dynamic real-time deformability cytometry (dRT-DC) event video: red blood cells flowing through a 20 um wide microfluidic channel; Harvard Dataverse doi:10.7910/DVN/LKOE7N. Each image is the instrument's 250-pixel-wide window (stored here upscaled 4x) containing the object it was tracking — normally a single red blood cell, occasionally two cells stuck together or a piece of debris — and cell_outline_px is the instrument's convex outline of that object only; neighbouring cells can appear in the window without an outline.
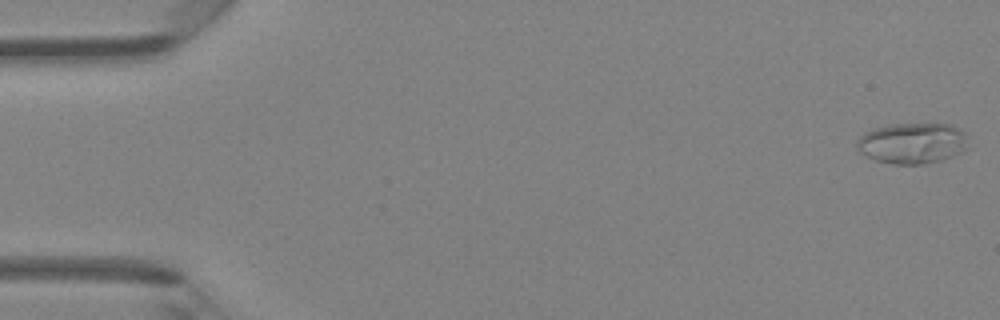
{"species": "Egyptian fruit bat (a non-hibernating species)", "species_latin": "Rousettus aegyptiacus", "temperature_condition": "room temperature", "stored_images_in_passage": 42, "camera_frame_rate_fps": 3000, "um_per_image_px": 0.085, "animal": {"sex": "female"}, "frame": {"image": 1, "passage_image": 1, "time_ms": 0.0, "image_size_px": [1000, 320], "cell_outline_px": [[968, 148], [964, 152], [940, 160], [920, 164], [892, 164], [876, 160], [860, 152], [856, 148], [856, 140], [864, 132], [872, 128], [888, 124], [952, 124], [964, 132], [968, 136]], "centroid_in_image_um": [77.56, 12.16], "position_along_channel_um": 7.4, "area_um2": 26.82}}
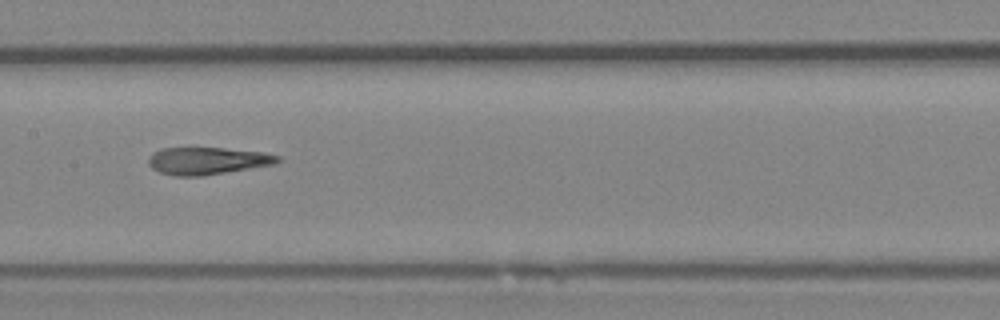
{"frame": {"image": 2, "passage_image": 24, "time_ms": 7.667, "image_size_px": [1000, 320], "cell_outline_px": [[284, 160], [276, 164], [204, 176], [176, 176], [160, 172], [152, 168], [148, 164], [148, 156], [160, 148], [220, 148], [264, 152], [280, 156]], "centroid_in_image_um": [17.66, 13.67], "position_along_channel_um": 189.7, "area_um2": 20.75}}
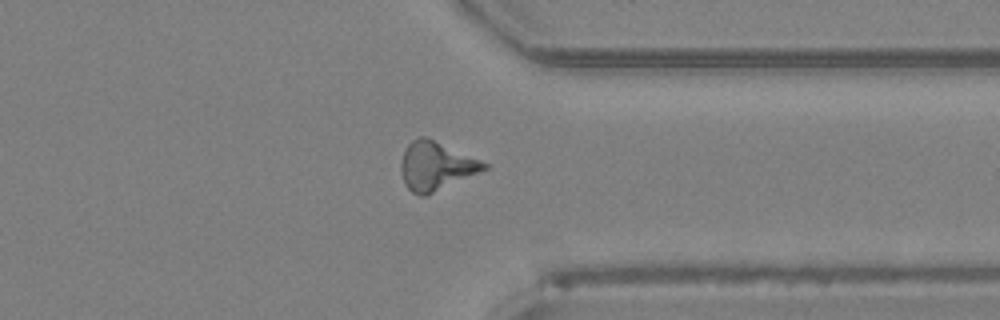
{"frame": {"image": 3, "passage_image": 37, "time_ms": 12.0, "image_size_px": [1000, 320], "cell_outline_px": [[488, 168], [424, 196], [420, 196], [412, 192], [404, 184], [400, 172], [400, 164], [404, 152], [408, 144], [412, 140], [420, 136], [424, 136], [480, 160], [488, 164]], "centroid_in_image_um": [37.0, 14.11], "position_along_channel_um": 374.4, "area_um2": 22.95}}